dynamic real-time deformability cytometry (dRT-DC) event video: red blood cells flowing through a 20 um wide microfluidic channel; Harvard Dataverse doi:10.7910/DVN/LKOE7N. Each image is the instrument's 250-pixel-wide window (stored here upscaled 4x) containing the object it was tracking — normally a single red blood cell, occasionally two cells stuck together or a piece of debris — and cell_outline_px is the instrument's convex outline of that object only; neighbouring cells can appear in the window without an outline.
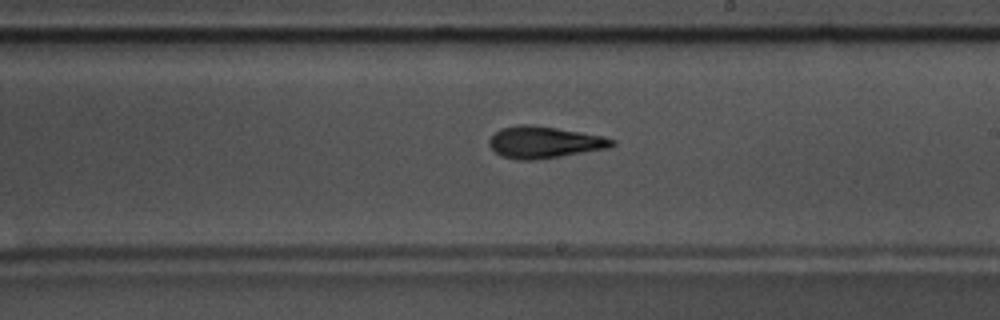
{"species": "common noctule bat (a hibernating species)", "species_latin": "Nyctalus noctula", "temperature_condition": "warm", "stored_images_in_passage": 58, "camera_frame_rate_fps": 3000, "um_per_image_px": 0.085, "animal": {"sex": "male", "body_mass_g": 17.5, "forearm_length_mm": 52.3}, "frame": {"image": 1, "passage_image": 34, "time_ms": 11.0, "image_size_px": [1000, 320], "cell_outline_px": [[616, 144], [608, 148], [536, 160], [516, 160], [500, 156], [488, 144], [488, 140], [500, 128], [516, 124], [528, 124], [556, 128], [604, 136], [616, 140]], "centroid_in_image_um": [46.24, 12.09], "position_along_channel_um": 242.8, "area_um2": 22.77}, "authors_computed_cell_mechanics": {"area_um2": 21.3282, "velocity_mm_per_s": 3.6426, "shape_relaxation_time_tau1_ms": 6.1941, "shape_relaxation_time_tau2_ms": 2.8935, "deformation_change_tau1": 0.2075, "deformation_change_tau2": 0.1227}}